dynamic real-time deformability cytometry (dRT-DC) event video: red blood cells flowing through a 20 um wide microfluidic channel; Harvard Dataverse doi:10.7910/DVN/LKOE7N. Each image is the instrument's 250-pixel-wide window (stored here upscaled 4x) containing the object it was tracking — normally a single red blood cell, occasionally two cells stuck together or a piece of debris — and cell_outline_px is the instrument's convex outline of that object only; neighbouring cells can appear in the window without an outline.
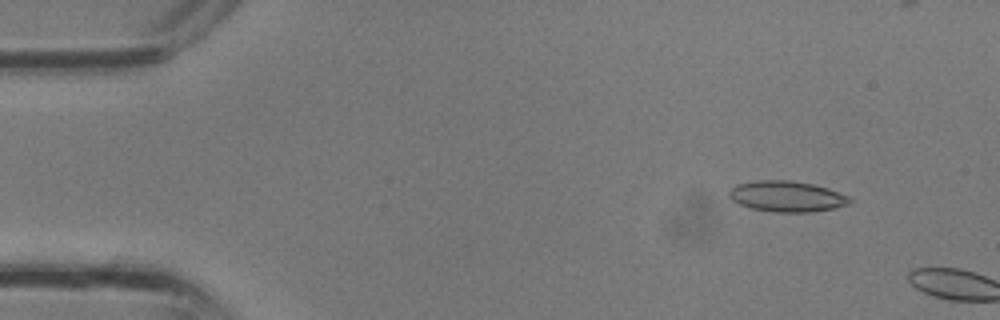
{"species": "common noctule bat (a hibernating species)", "species_latin": "Nyctalus noctula", "temperature_condition": "room temperature", "stored_images_in_passage": 4, "camera_frame_rate_fps": 3000, "um_per_image_px": 0.085, "animal": {"sex": "male", "body_mass_g": 13.3}, "frame": {"image": 1, "passage_image": 2, "time_ms": 0.333, "image_size_px": [1000, 320], "cell_outline_px": [[852, 200], [848, 204], [832, 208], [812, 212], [776, 212], [752, 208], [740, 204], [732, 200], [728, 196], [728, 192], [736, 184], [756, 180], [788, 180], [812, 184], [828, 188], [848, 196]], "centroid_in_image_um": [66.85, 16.68], "position_along_channel_um": 18.1, "area_um2": 21.5}}